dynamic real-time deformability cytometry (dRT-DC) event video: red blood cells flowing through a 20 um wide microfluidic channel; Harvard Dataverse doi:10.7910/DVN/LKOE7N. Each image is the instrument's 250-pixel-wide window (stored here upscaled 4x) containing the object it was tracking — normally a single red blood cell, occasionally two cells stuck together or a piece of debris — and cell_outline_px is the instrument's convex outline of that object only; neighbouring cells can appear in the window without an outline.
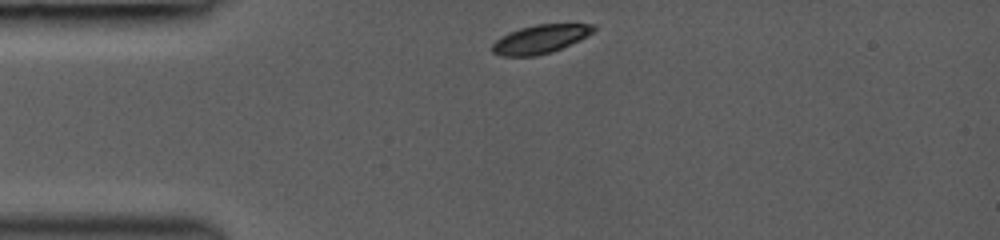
{"species": "common noctule bat (a hibernating species)", "species_latin": "Nyctalus noctula", "temperature_condition": "room temperature", "stored_images_in_passage": 5, "camera_frame_rate_fps": 3000, "um_per_image_px": 0.085, "animal": {"sex": "female", "body_mass_g": 19.0, "forearm_length_mm": 53.3}, "frame": {"image": 1, "passage_image": 1, "time_ms": 0.0, "image_size_px": [1000, 240], "cell_outline_px": [[596, 28], [588, 36], [580, 40], [552, 52], [536, 56], [500, 56], [492, 52], [492, 44], [500, 36], [508, 32], [520, 28], [536, 24], [596, 24]], "centroid_in_image_um": [45.91, 3.32], "position_along_channel_um": 39.1, "area_um2": 16.99}}
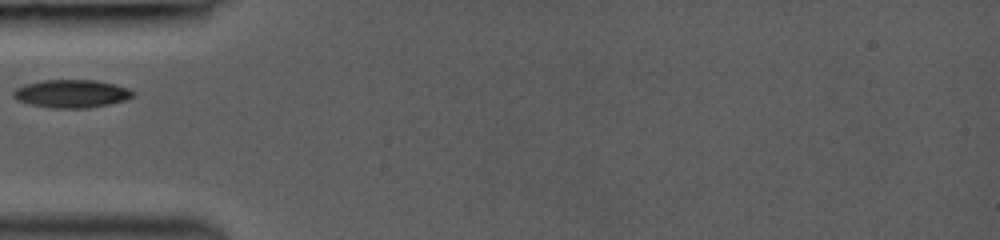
{"frame": {"image": 2, "passage_image": 3, "time_ms": 1.667, "image_size_px": [1000, 240], "cell_outline_px": [[136, 96], [124, 100], [108, 104], [88, 108], [52, 108], [28, 104], [16, 100], [12, 96], [12, 92], [16, 88], [24, 84], [44, 80], [96, 80], [116, 84], [128, 88], [136, 92]], "centroid_in_image_um": [6.08, 7.96], "position_along_channel_um": 78.9, "area_um2": 19.77}}
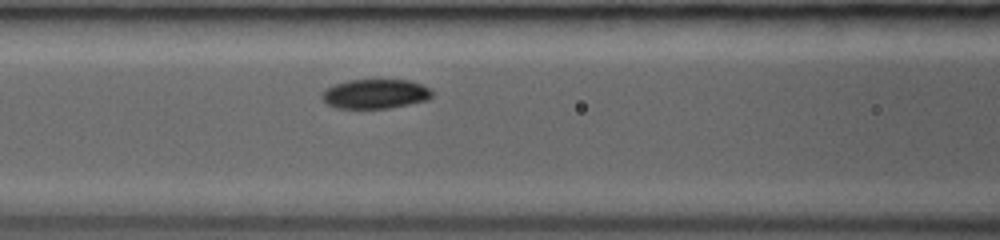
{"frame": {"image": 3, "passage_image": 5, "time_ms": 3.0, "image_size_px": [1000, 240], "cell_outline_px": [[432, 96], [428, 100], [388, 108], [336, 108], [328, 104], [320, 96], [324, 88], [332, 84], [348, 80], [408, 80], [424, 84], [432, 92]], "centroid_in_image_um": [31.87, 7.97], "position_along_channel_um": 134.7, "area_um2": 19.02}}